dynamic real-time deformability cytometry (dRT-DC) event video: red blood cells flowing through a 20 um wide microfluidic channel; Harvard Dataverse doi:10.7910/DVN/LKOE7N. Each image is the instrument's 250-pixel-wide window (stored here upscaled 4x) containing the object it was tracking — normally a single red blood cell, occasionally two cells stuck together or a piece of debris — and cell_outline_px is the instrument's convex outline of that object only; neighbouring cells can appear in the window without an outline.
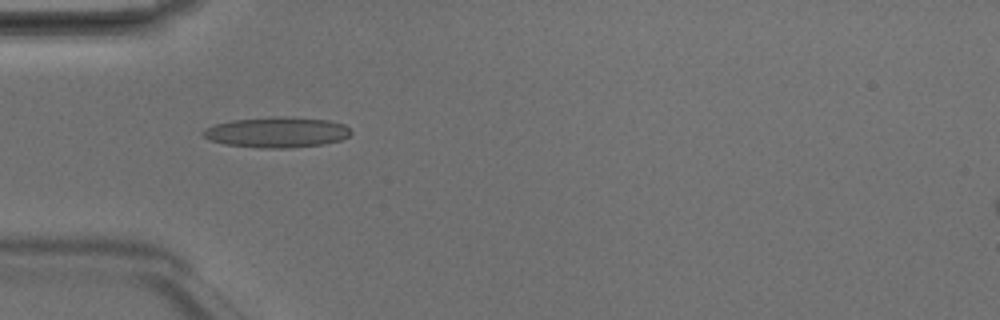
{"species": "Egyptian fruit bat (a non-hibernating species)", "species_latin": "Rousettus aegyptiacus", "temperature_condition": "room temperature", "stored_images_in_passage": 8, "camera_frame_rate_fps": 3000, "um_per_image_px": 0.085, "animal": {"sex": "male"}, "frame": {"image": 1, "passage_image": 4, "time_ms": 1.0, "image_size_px": [1000, 320], "cell_outline_px": [[352, 132], [348, 136], [340, 140], [324, 144], [288, 148], [260, 148], [224, 144], [208, 140], [200, 132], [204, 128], [216, 124], [232, 120], [276, 116], [284, 116], [328, 120], [344, 124]], "centroid_in_image_um": [23.5, 11.24], "position_along_channel_um": 61.5, "area_um2": 26.41}}
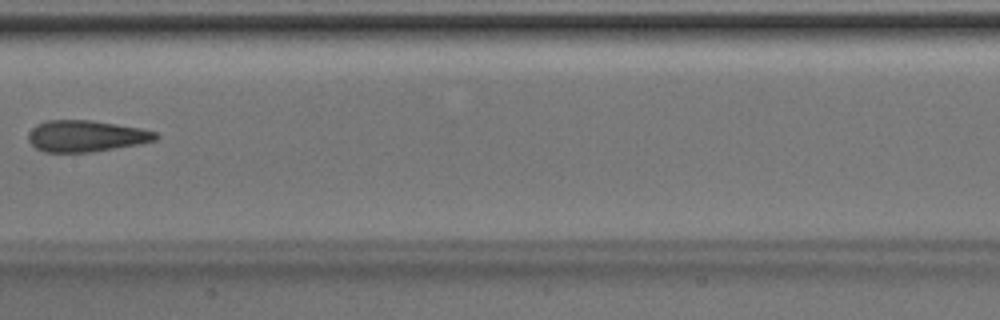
{"frame": {"image": 2, "passage_image": 7, "time_ms": 2.0, "image_size_px": [1000, 320], "cell_outline_px": [[160, 136], [156, 140], [140, 144], [92, 152], [44, 152], [36, 148], [28, 140], [28, 136], [32, 128], [36, 124], [44, 120], [92, 120], [140, 128], [156, 132]], "centroid_in_image_um": [7.31, 11.56], "position_along_channel_um": 200.1, "area_um2": 23.41}}